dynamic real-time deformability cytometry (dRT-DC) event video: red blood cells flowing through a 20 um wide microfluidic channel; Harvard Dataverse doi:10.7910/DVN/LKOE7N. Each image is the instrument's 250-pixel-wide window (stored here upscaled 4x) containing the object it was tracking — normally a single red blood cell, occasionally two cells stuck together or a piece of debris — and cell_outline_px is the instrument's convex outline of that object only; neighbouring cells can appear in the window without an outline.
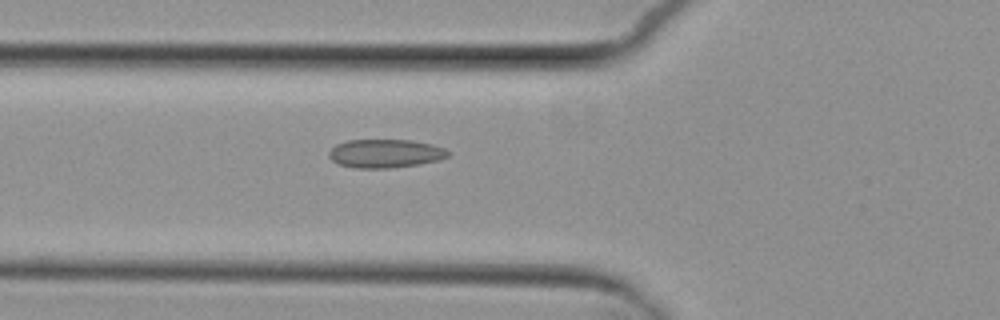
{"species": "common noctule bat (a hibernating species)", "species_latin": "Nyctalus noctula", "temperature_condition": "cold", "stored_images_in_passage": 2, "camera_frame_rate_fps": 3000, "um_per_image_px": 0.085, "animal": {"sex": "female", "body_mass_g": 29.2, "forearm_length_mm": 56.3}, "frame": {"image": 1, "passage_image": 2, "time_ms": 1.0, "image_size_px": [1000, 320], "cell_outline_px": [[452, 152], [448, 156], [440, 160], [420, 164], [392, 168], [356, 168], [340, 164], [332, 160], [328, 156], [328, 152], [336, 144], [348, 140], [412, 140], [432, 144], [444, 148]], "centroid_in_image_um": [32.78, 13.04], "position_along_channel_um": 93.0, "area_um2": 19.94}}